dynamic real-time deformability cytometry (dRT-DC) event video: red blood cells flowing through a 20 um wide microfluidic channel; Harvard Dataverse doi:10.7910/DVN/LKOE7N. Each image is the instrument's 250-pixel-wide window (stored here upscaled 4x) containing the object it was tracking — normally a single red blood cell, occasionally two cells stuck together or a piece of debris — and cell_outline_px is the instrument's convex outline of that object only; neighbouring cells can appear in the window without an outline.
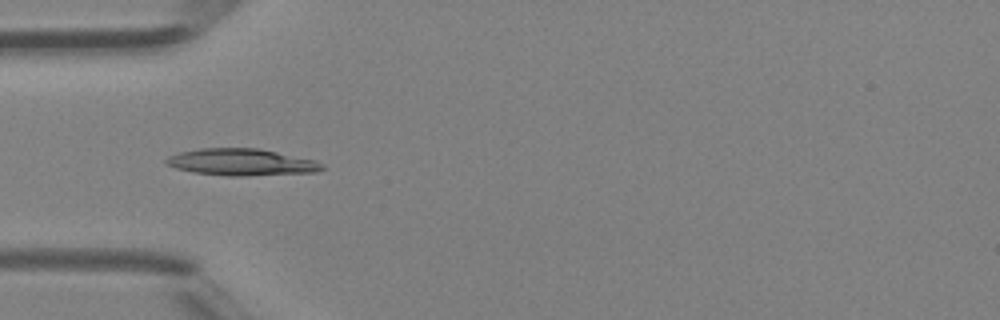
{"species": "Egyptian fruit bat (a non-hibernating species)", "species_latin": "Rousettus aegyptiacus", "temperature_condition": "room temperature", "stored_images_in_passage": 10, "camera_frame_rate_fps": 3000, "um_per_image_px": 0.085, "animal": {"sex": "female"}, "frame": {"image": 1, "passage_image": 1, "time_ms": 0.0, "image_size_px": [1000, 320], "cell_outline_px": [[324, 168], [316, 172], [244, 176], [228, 176], [192, 172], [176, 168], [164, 164], [164, 160], [168, 156], [180, 152], [200, 148], [256, 148], [316, 160], [324, 164]], "centroid_in_image_um": [20.5, 13.79], "position_along_channel_um": 64.5, "area_um2": 24.39}}